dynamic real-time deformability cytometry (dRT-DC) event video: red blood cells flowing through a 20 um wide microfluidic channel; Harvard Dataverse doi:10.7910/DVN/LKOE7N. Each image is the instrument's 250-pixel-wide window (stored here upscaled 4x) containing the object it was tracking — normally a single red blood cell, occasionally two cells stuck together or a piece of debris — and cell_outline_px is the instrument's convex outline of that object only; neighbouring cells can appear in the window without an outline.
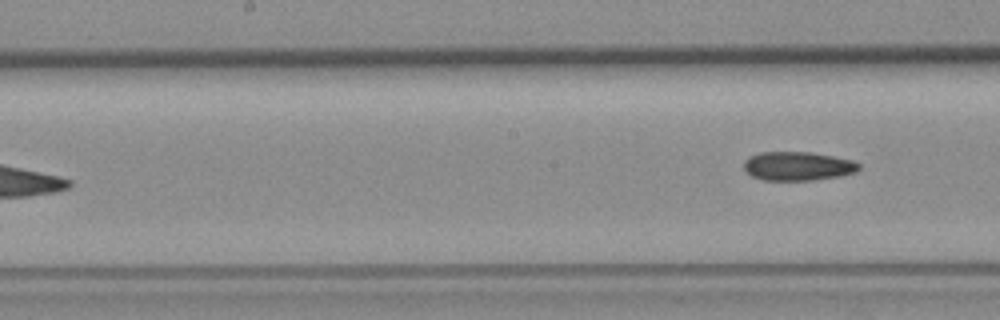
{"species": "common noctule bat (a hibernating species)", "species_latin": "Nyctalus noctula", "temperature_condition": "room temperature", "stored_images_in_passage": 8, "camera_frame_rate_fps": 3000, "um_per_image_px": 0.085, "animal": {"sex": "female", "body_mass_g": 19.3, "forearm_length_mm": 54.1}, "frame": {"image": 1, "passage_image": 8, "time_ms": 8.333, "image_size_px": [1000, 320], "cell_outline_px": [[860, 168], [856, 172], [840, 176], [812, 180], [764, 180], [752, 176], [744, 168], [744, 160], [748, 156], [760, 152], [812, 152], [852, 160], [860, 164]], "centroid_in_image_um": [67.81, 14.11], "position_along_channel_um": 180.4, "area_um2": 19.36}}